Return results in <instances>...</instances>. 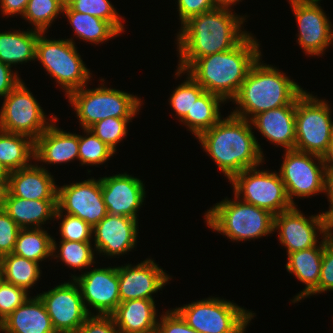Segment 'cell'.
Returning a JSON list of instances; mask_svg holds the SVG:
<instances>
[{
	"instance_id": "obj_1",
	"label": "cell",
	"mask_w": 333,
	"mask_h": 333,
	"mask_svg": "<svg viewBox=\"0 0 333 333\" xmlns=\"http://www.w3.org/2000/svg\"><path fill=\"white\" fill-rule=\"evenodd\" d=\"M245 18L218 7L191 17L177 35L178 69L185 71L198 58L234 48L249 34L241 30Z\"/></svg>"
},
{
	"instance_id": "obj_2",
	"label": "cell",
	"mask_w": 333,
	"mask_h": 333,
	"mask_svg": "<svg viewBox=\"0 0 333 333\" xmlns=\"http://www.w3.org/2000/svg\"><path fill=\"white\" fill-rule=\"evenodd\" d=\"M258 40L249 33L234 48L198 58L185 71L177 68L176 77L189 74L202 88L232 101L246 79L251 66L261 57Z\"/></svg>"
},
{
	"instance_id": "obj_3",
	"label": "cell",
	"mask_w": 333,
	"mask_h": 333,
	"mask_svg": "<svg viewBox=\"0 0 333 333\" xmlns=\"http://www.w3.org/2000/svg\"><path fill=\"white\" fill-rule=\"evenodd\" d=\"M252 127L250 121L230 114L197 137L229 180L243 170L261 165L264 160Z\"/></svg>"
},
{
	"instance_id": "obj_4",
	"label": "cell",
	"mask_w": 333,
	"mask_h": 333,
	"mask_svg": "<svg viewBox=\"0 0 333 333\" xmlns=\"http://www.w3.org/2000/svg\"><path fill=\"white\" fill-rule=\"evenodd\" d=\"M259 57L251 66L238 94L232 100L237 106L231 114L250 121L255 115L285 105H296L305 91L273 65L261 63Z\"/></svg>"
},
{
	"instance_id": "obj_5",
	"label": "cell",
	"mask_w": 333,
	"mask_h": 333,
	"mask_svg": "<svg viewBox=\"0 0 333 333\" xmlns=\"http://www.w3.org/2000/svg\"><path fill=\"white\" fill-rule=\"evenodd\" d=\"M216 203L205 213L210 229L231 241H247L274 232V215L266 209L245 203L234 196Z\"/></svg>"
},
{
	"instance_id": "obj_6",
	"label": "cell",
	"mask_w": 333,
	"mask_h": 333,
	"mask_svg": "<svg viewBox=\"0 0 333 333\" xmlns=\"http://www.w3.org/2000/svg\"><path fill=\"white\" fill-rule=\"evenodd\" d=\"M104 85L95 89L86 85L67 96L83 130L109 117L134 118L139 113L140 98Z\"/></svg>"
},
{
	"instance_id": "obj_7",
	"label": "cell",
	"mask_w": 333,
	"mask_h": 333,
	"mask_svg": "<svg viewBox=\"0 0 333 333\" xmlns=\"http://www.w3.org/2000/svg\"><path fill=\"white\" fill-rule=\"evenodd\" d=\"M41 33L36 43V59L68 96L86 86L91 72L85 66L73 39H47Z\"/></svg>"
},
{
	"instance_id": "obj_8",
	"label": "cell",
	"mask_w": 333,
	"mask_h": 333,
	"mask_svg": "<svg viewBox=\"0 0 333 333\" xmlns=\"http://www.w3.org/2000/svg\"><path fill=\"white\" fill-rule=\"evenodd\" d=\"M175 310L199 333H244L255 315L219 297L198 300Z\"/></svg>"
},
{
	"instance_id": "obj_9",
	"label": "cell",
	"mask_w": 333,
	"mask_h": 333,
	"mask_svg": "<svg viewBox=\"0 0 333 333\" xmlns=\"http://www.w3.org/2000/svg\"><path fill=\"white\" fill-rule=\"evenodd\" d=\"M330 105L304 91L296 100L295 150L322 156L333 139Z\"/></svg>"
},
{
	"instance_id": "obj_10",
	"label": "cell",
	"mask_w": 333,
	"mask_h": 333,
	"mask_svg": "<svg viewBox=\"0 0 333 333\" xmlns=\"http://www.w3.org/2000/svg\"><path fill=\"white\" fill-rule=\"evenodd\" d=\"M257 167L243 170L229 180L234 187V196L245 203L266 209L273 215L294 207L280 175L276 171H260Z\"/></svg>"
},
{
	"instance_id": "obj_11",
	"label": "cell",
	"mask_w": 333,
	"mask_h": 333,
	"mask_svg": "<svg viewBox=\"0 0 333 333\" xmlns=\"http://www.w3.org/2000/svg\"><path fill=\"white\" fill-rule=\"evenodd\" d=\"M51 116V121H46L42 107L21 80L4 97L0 109V130L24 134L36 140L57 119L55 115Z\"/></svg>"
},
{
	"instance_id": "obj_12",
	"label": "cell",
	"mask_w": 333,
	"mask_h": 333,
	"mask_svg": "<svg viewBox=\"0 0 333 333\" xmlns=\"http://www.w3.org/2000/svg\"><path fill=\"white\" fill-rule=\"evenodd\" d=\"M284 154L278 173L293 205L296 204L295 197L305 198L324 193L326 169L322 156L295 149L285 150Z\"/></svg>"
},
{
	"instance_id": "obj_13",
	"label": "cell",
	"mask_w": 333,
	"mask_h": 333,
	"mask_svg": "<svg viewBox=\"0 0 333 333\" xmlns=\"http://www.w3.org/2000/svg\"><path fill=\"white\" fill-rule=\"evenodd\" d=\"M296 206L274 215L273 230H278L280 244L286 247L287 255L315 247L318 242L317 232L324 237L331 231V222L324 213L308 218Z\"/></svg>"
},
{
	"instance_id": "obj_14",
	"label": "cell",
	"mask_w": 333,
	"mask_h": 333,
	"mask_svg": "<svg viewBox=\"0 0 333 333\" xmlns=\"http://www.w3.org/2000/svg\"><path fill=\"white\" fill-rule=\"evenodd\" d=\"M70 281L38 294L57 333H76L90 316L78 284Z\"/></svg>"
},
{
	"instance_id": "obj_15",
	"label": "cell",
	"mask_w": 333,
	"mask_h": 333,
	"mask_svg": "<svg viewBox=\"0 0 333 333\" xmlns=\"http://www.w3.org/2000/svg\"><path fill=\"white\" fill-rule=\"evenodd\" d=\"M320 1L289 0L299 27L298 44L311 56L323 54L333 42V24L319 6Z\"/></svg>"
},
{
	"instance_id": "obj_16",
	"label": "cell",
	"mask_w": 333,
	"mask_h": 333,
	"mask_svg": "<svg viewBox=\"0 0 333 333\" xmlns=\"http://www.w3.org/2000/svg\"><path fill=\"white\" fill-rule=\"evenodd\" d=\"M57 209L82 219L93 228L108 214L100 178L57 186Z\"/></svg>"
},
{
	"instance_id": "obj_17",
	"label": "cell",
	"mask_w": 333,
	"mask_h": 333,
	"mask_svg": "<svg viewBox=\"0 0 333 333\" xmlns=\"http://www.w3.org/2000/svg\"><path fill=\"white\" fill-rule=\"evenodd\" d=\"M80 289L84 305L94 308L97 315H111L120 303L118 267L93 268L79 276H72ZM87 304V305H86ZM89 306V307H88Z\"/></svg>"
},
{
	"instance_id": "obj_18",
	"label": "cell",
	"mask_w": 333,
	"mask_h": 333,
	"mask_svg": "<svg viewBox=\"0 0 333 333\" xmlns=\"http://www.w3.org/2000/svg\"><path fill=\"white\" fill-rule=\"evenodd\" d=\"M120 302L137 299L154 300L152 294L164 287L170 277L154 260L118 267Z\"/></svg>"
},
{
	"instance_id": "obj_19",
	"label": "cell",
	"mask_w": 333,
	"mask_h": 333,
	"mask_svg": "<svg viewBox=\"0 0 333 333\" xmlns=\"http://www.w3.org/2000/svg\"><path fill=\"white\" fill-rule=\"evenodd\" d=\"M103 201L110 215L137 218L143 205L145 188L143 181L123 173L100 178Z\"/></svg>"
},
{
	"instance_id": "obj_20",
	"label": "cell",
	"mask_w": 333,
	"mask_h": 333,
	"mask_svg": "<svg viewBox=\"0 0 333 333\" xmlns=\"http://www.w3.org/2000/svg\"><path fill=\"white\" fill-rule=\"evenodd\" d=\"M138 228V219L107 214L93 227L94 250L108 257L125 255L137 243Z\"/></svg>"
},
{
	"instance_id": "obj_21",
	"label": "cell",
	"mask_w": 333,
	"mask_h": 333,
	"mask_svg": "<svg viewBox=\"0 0 333 333\" xmlns=\"http://www.w3.org/2000/svg\"><path fill=\"white\" fill-rule=\"evenodd\" d=\"M9 193L27 200H57V186L45 166L31 164L10 172Z\"/></svg>"
},
{
	"instance_id": "obj_22",
	"label": "cell",
	"mask_w": 333,
	"mask_h": 333,
	"mask_svg": "<svg viewBox=\"0 0 333 333\" xmlns=\"http://www.w3.org/2000/svg\"><path fill=\"white\" fill-rule=\"evenodd\" d=\"M295 114L296 105H285L261 112L250 122L267 140L285 150H292L296 142Z\"/></svg>"
},
{
	"instance_id": "obj_23",
	"label": "cell",
	"mask_w": 333,
	"mask_h": 333,
	"mask_svg": "<svg viewBox=\"0 0 333 333\" xmlns=\"http://www.w3.org/2000/svg\"><path fill=\"white\" fill-rule=\"evenodd\" d=\"M57 120L35 140L34 161L53 165L79 160V135L58 128Z\"/></svg>"
},
{
	"instance_id": "obj_24",
	"label": "cell",
	"mask_w": 333,
	"mask_h": 333,
	"mask_svg": "<svg viewBox=\"0 0 333 333\" xmlns=\"http://www.w3.org/2000/svg\"><path fill=\"white\" fill-rule=\"evenodd\" d=\"M319 243L320 244L315 247L292 252L287 255V271L294 274L300 282L305 284V288L292 300L293 303L318 293L325 236Z\"/></svg>"
},
{
	"instance_id": "obj_25",
	"label": "cell",
	"mask_w": 333,
	"mask_h": 333,
	"mask_svg": "<svg viewBox=\"0 0 333 333\" xmlns=\"http://www.w3.org/2000/svg\"><path fill=\"white\" fill-rule=\"evenodd\" d=\"M4 333H57L40 297H29L3 322Z\"/></svg>"
},
{
	"instance_id": "obj_26",
	"label": "cell",
	"mask_w": 333,
	"mask_h": 333,
	"mask_svg": "<svg viewBox=\"0 0 333 333\" xmlns=\"http://www.w3.org/2000/svg\"><path fill=\"white\" fill-rule=\"evenodd\" d=\"M155 305L147 299L123 301L111 316L120 333H151L158 323Z\"/></svg>"
},
{
	"instance_id": "obj_27",
	"label": "cell",
	"mask_w": 333,
	"mask_h": 333,
	"mask_svg": "<svg viewBox=\"0 0 333 333\" xmlns=\"http://www.w3.org/2000/svg\"><path fill=\"white\" fill-rule=\"evenodd\" d=\"M57 200H27L8 194L4 210L21 229L43 228L55 220Z\"/></svg>"
},
{
	"instance_id": "obj_28",
	"label": "cell",
	"mask_w": 333,
	"mask_h": 333,
	"mask_svg": "<svg viewBox=\"0 0 333 333\" xmlns=\"http://www.w3.org/2000/svg\"><path fill=\"white\" fill-rule=\"evenodd\" d=\"M42 32L30 29L0 32V61L9 66L36 60V43Z\"/></svg>"
},
{
	"instance_id": "obj_29",
	"label": "cell",
	"mask_w": 333,
	"mask_h": 333,
	"mask_svg": "<svg viewBox=\"0 0 333 333\" xmlns=\"http://www.w3.org/2000/svg\"><path fill=\"white\" fill-rule=\"evenodd\" d=\"M63 14L72 25L75 35L83 41L100 44L120 35L108 21L87 13L76 12L68 4L64 6Z\"/></svg>"
},
{
	"instance_id": "obj_30",
	"label": "cell",
	"mask_w": 333,
	"mask_h": 333,
	"mask_svg": "<svg viewBox=\"0 0 333 333\" xmlns=\"http://www.w3.org/2000/svg\"><path fill=\"white\" fill-rule=\"evenodd\" d=\"M34 150L35 140L31 137L0 130V162L9 172L30 166Z\"/></svg>"
},
{
	"instance_id": "obj_31",
	"label": "cell",
	"mask_w": 333,
	"mask_h": 333,
	"mask_svg": "<svg viewBox=\"0 0 333 333\" xmlns=\"http://www.w3.org/2000/svg\"><path fill=\"white\" fill-rule=\"evenodd\" d=\"M224 102L221 97L204 91L194 102L191 112H188L181 122L198 137L223 118L219 110Z\"/></svg>"
},
{
	"instance_id": "obj_32",
	"label": "cell",
	"mask_w": 333,
	"mask_h": 333,
	"mask_svg": "<svg viewBox=\"0 0 333 333\" xmlns=\"http://www.w3.org/2000/svg\"><path fill=\"white\" fill-rule=\"evenodd\" d=\"M40 263L10 253L0 258V273L5 282L28 289L41 277Z\"/></svg>"
},
{
	"instance_id": "obj_33",
	"label": "cell",
	"mask_w": 333,
	"mask_h": 333,
	"mask_svg": "<svg viewBox=\"0 0 333 333\" xmlns=\"http://www.w3.org/2000/svg\"><path fill=\"white\" fill-rule=\"evenodd\" d=\"M12 253L39 263L52 257L53 237L43 228L20 229Z\"/></svg>"
},
{
	"instance_id": "obj_34",
	"label": "cell",
	"mask_w": 333,
	"mask_h": 333,
	"mask_svg": "<svg viewBox=\"0 0 333 333\" xmlns=\"http://www.w3.org/2000/svg\"><path fill=\"white\" fill-rule=\"evenodd\" d=\"M60 242L59 249L57 248L58 246L56 241L53 239L52 258H60V260L65 263V265L75 269H87L89 266H92L93 263H96L94 261V250L92 246L93 244H91V242H77L67 240H61ZM57 249L59 250L56 251Z\"/></svg>"
},
{
	"instance_id": "obj_35",
	"label": "cell",
	"mask_w": 333,
	"mask_h": 333,
	"mask_svg": "<svg viewBox=\"0 0 333 333\" xmlns=\"http://www.w3.org/2000/svg\"><path fill=\"white\" fill-rule=\"evenodd\" d=\"M63 6L57 0H29L23 18L34 26V30L45 33Z\"/></svg>"
},
{
	"instance_id": "obj_36",
	"label": "cell",
	"mask_w": 333,
	"mask_h": 333,
	"mask_svg": "<svg viewBox=\"0 0 333 333\" xmlns=\"http://www.w3.org/2000/svg\"><path fill=\"white\" fill-rule=\"evenodd\" d=\"M84 135H79V161L81 165H102L115 152L103 143L90 129H84Z\"/></svg>"
},
{
	"instance_id": "obj_37",
	"label": "cell",
	"mask_w": 333,
	"mask_h": 333,
	"mask_svg": "<svg viewBox=\"0 0 333 333\" xmlns=\"http://www.w3.org/2000/svg\"><path fill=\"white\" fill-rule=\"evenodd\" d=\"M74 11L89 14L108 21L120 34L124 32L122 17L109 0H68L67 3Z\"/></svg>"
},
{
	"instance_id": "obj_38",
	"label": "cell",
	"mask_w": 333,
	"mask_h": 333,
	"mask_svg": "<svg viewBox=\"0 0 333 333\" xmlns=\"http://www.w3.org/2000/svg\"><path fill=\"white\" fill-rule=\"evenodd\" d=\"M172 92L169 103L180 121L191 112L194 102L205 91L189 74Z\"/></svg>"
},
{
	"instance_id": "obj_39",
	"label": "cell",
	"mask_w": 333,
	"mask_h": 333,
	"mask_svg": "<svg viewBox=\"0 0 333 333\" xmlns=\"http://www.w3.org/2000/svg\"><path fill=\"white\" fill-rule=\"evenodd\" d=\"M133 118H116L109 117L96 122L89 129L107 146H109L114 152H116V146L120 143L128 132V123Z\"/></svg>"
},
{
	"instance_id": "obj_40",
	"label": "cell",
	"mask_w": 333,
	"mask_h": 333,
	"mask_svg": "<svg viewBox=\"0 0 333 333\" xmlns=\"http://www.w3.org/2000/svg\"><path fill=\"white\" fill-rule=\"evenodd\" d=\"M56 209L55 219H61L60 234L67 241L91 242L93 228L82 219L65 214ZM64 217V218H63Z\"/></svg>"
},
{
	"instance_id": "obj_41",
	"label": "cell",
	"mask_w": 333,
	"mask_h": 333,
	"mask_svg": "<svg viewBox=\"0 0 333 333\" xmlns=\"http://www.w3.org/2000/svg\"><path fill=\"white\" fill-rule=\"evenodd\" d=\"M29 297L24 288L5 282L2 279L0 281V319L4 321Z\"/></svg>"
},
{
	"instance_id": "obj_42",
	"label": "cell",
	"mask_w": 333,
	"mask_h": 333,
	"mask_svg": "<svg viewBox=\"0 0 333 333\" xmlns=\"http://www.w3.org/2000/svg\"><path fill=\"white\" fill-rule=\"evenodd\" d=\"M330 290L333 291V233L331 231L325 236L318 293Z\"/></svg>"
},
{
	"instance_id": "obj_43",
	"label": "cell",
	"mask_w": 333,
	"mask_h": 333,
	"mask_svg": "<svg viewBox=\"0 0 333 333\" xmlns=\"http://www.w3.org/2000/svg\"><path fill=\"white\" fill-rule=\"evenodd\" d=\"M20 229L4 209L0 210V258L12 253Z\"/></svg>"
},
{
	"instance_id": "obj_44",
	"label": "cell",
	"mask_w": 333,
	"mask_h": 333,
	"mask_svg": "<svg viewBox=\"0 0 333 333\" xmlns=\"http://www.w3.org/2000/svg\"><path fill=\"white\" fill-rule=\"evenodd\" d=\"M157 333H199L191 328L181 315L175 310H166L158 319Z\"/></svg>"
},
{
	"instance_id": "obj_45",
	"label": "cell",
	"mask_w": 333,
	"mask_h": 333,
	"mask_svg": "<svg viewBox=\"0 0 333 333\" xmlns=\"http://www.w3.org/2000/svg\"><path fill=\"white\" fill-rule=\"evenodd\" d=\"M76 333H120L111 315H90Z\"/></svg>"
},
{
	"instance_id": "obj_46",
	"label": "cell",
	"mask_w": 333,
	"mask_h": 333,
	"mask_svg": "<svg viewBox=\"0 0 333 333\" xmlns=\"http://www.w3.org/2000/svg\"><path fill=\"white\" fill-rule=\"evenodd\" d=\"M177 3L181 26L191 17L216 7L214 0H178Z\"/></svg>"
},
{
	"instance_id": "obj_47",
	"label": "cell",
	"mask_w": 333,
	"mask_h": 333,
	"mask_svg": "<svg viewBox=\"0 0 333 333\" xmlns=\"http://www.w3.org/2000/svg\"><path fill=\"white\" fill-rule=\"evenodd\" d=\"M11 67L0 61V97L2 98L11 92L21 81L18 73H14Z\"/></svg>"
},
{
	"instance_id": "obj_48",
	"label": "cell",
	"mask_w": 333,
	"mask_h": 333,
	"mask_svg": "<svg viewBox=\"0 0 333 333\" xmlns=\"http://www.w3.org/2000/svg\"><path fill=\"white\" fill-rule=\"evenodd\" d=\"M29 0H0L1 12L5 16H23Z\"/></svg>"
},
{
	"instance_id": "obj_49",
	"label": "cell",
	"mask_w": 333,
	"mask_h": 333,
	"mask_svg": "<svg viewBox=\"0 0 333 333\" xmlns=\"http://www.w3.org/2000/svg\"><path fill=\"white\" fill-rule=\"evenodd\" d=\"M324 193L327 194L330 205L329 210L323 213L331 220L333 218V170L325 171Z\"/></svg>"
},
{
	"instance_id": "obj_50",
	"label": "cell",
	"mask_w": 333,
	"mask_h": 333,
	"mask_svg": "<svg viewBox=\"0 0 333 333\" xmlns=\"http://www.w3.org/2000/svg\"><path fill=\"white\" fill-rule=\"evenodd\" d=\"M9 178H0V210L4 209L9 194Z\"/></svg>"
},
{
	"instance_id": "obj_51",
	"label": "cell",
	"mask_w": 333,
	"mask_h": 333,
	"mask_svg": "<svg viewBox=\"0 0 333 333\" xmlns=\"http://www.w3.org/2000/svg\"><path fill=\"white\" fill-rule=\"evenodd\" d=\"M322 160L326 170H333V139L328 145L327 151L322 155Z\"/></svg>"
},
{
	"instance_id": "obj_52",
	"label": "cell",
	"mask_w": 333,
	"mask_h": 333,
	"mask_svg": "<svg viewBox=\"0 0 333 333\" xmlns=\"http://www.w3.org/2000/svg\"><path fill=\"white\" fill-rule=\"evenodd\" d=\"M240 1L241 0H214L216 7L224 9H231L232 5Z\"/></svg>"
},
{
	"instance_id": "obj_53",
	"label": "cell",
	"mask_w": 333,
	"mask_h": 333,
	"mask_svg": "<svg viewBox=\"0 0 333 333\" xmlns=\"http://www.w3.org/2000/svg\"><path fill=\"white\" fill-rule=\"evenodd\" d=\"M10 172L7 168L0 162V178H9Z\"/></svg>"
},
{
	"instance_id": "obj_54",
	"label": "cell",
	"mask_w": 333,
	"mask_h": 333,
	"mask_svg": "<svg viewBox=\"0 0 333 333\" xmlns=\"http://www.w3.org/2000/svg\"><path fill=\"white\" fill-rule=\"evenodd\" d=\"M63 7L68 3V0H57Z\"/></svg>"
},
{
	"instance_id": "obj_55",
	"label": "cell",
	"mask_w": 333,
	"mask_h": 333,
	"mask_svg": "<svg viewBox=\"0 0 333 333\" xmlns=\"http://www.w3.org/2000/svg\"><path fill=\"white\" fill-rule=\"evenodd\" d=\"M331 222V232L333 233V218L330 220Z\"/></svg>"
},
{
	"instance_id": "obj_56",
	"label": "cell",
	"mask_w": 333,
	"mask_h": 333,
	"mask_svg": "<svg viewBox=\"0 0 333 333\" xmlns=\"http://www.w3.org/2000/svg\"><path fill=\"white\" fill-rule=\"evenodd\" d=\"M2 280V276H1V273H0V281ZM2 320L0 319V327H1V325H2Z\"/></svg>"
}]
</instances>
